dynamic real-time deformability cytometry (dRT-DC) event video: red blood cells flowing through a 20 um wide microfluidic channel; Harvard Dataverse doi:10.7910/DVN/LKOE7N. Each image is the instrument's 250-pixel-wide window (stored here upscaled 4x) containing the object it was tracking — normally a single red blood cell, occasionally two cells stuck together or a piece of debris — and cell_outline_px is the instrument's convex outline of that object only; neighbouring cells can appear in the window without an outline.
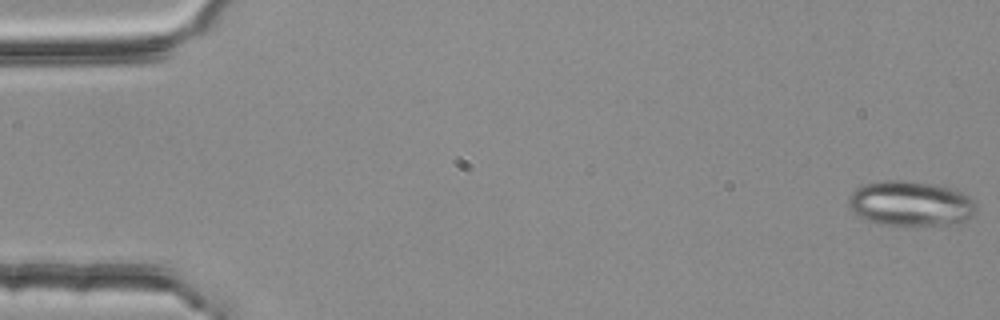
{"species": "common noctule bat (a hibernating species)", "species_latin": "Nyctalus noctula", "temperature_condition": "room temperature", "stored_images_in_passage": 3, "camera_frame_rate_fps": 3000, "um_per_image_px": 0.085, "animal": {"sex": "female", "body_mass_g": 25.1}, "frame": {"image": 1, "passage_image": 1, "time_ms": 0.0, "image_size_px": [1000, 320], "cell_outline_px": [[976, 208], [972, 216], [960, 224], [880, 224], [864, 220], [856, 216], [848, 204], [848, 196], [856, 188], [864, 184], [876, 180], [904, 180], [932, 184], [956, 188], [964, 192], [976, 204]], "centroid_in_image_um": [77.38, 17.28], "position_along_channel_um": 7.6, "area_um2": 33.81}}